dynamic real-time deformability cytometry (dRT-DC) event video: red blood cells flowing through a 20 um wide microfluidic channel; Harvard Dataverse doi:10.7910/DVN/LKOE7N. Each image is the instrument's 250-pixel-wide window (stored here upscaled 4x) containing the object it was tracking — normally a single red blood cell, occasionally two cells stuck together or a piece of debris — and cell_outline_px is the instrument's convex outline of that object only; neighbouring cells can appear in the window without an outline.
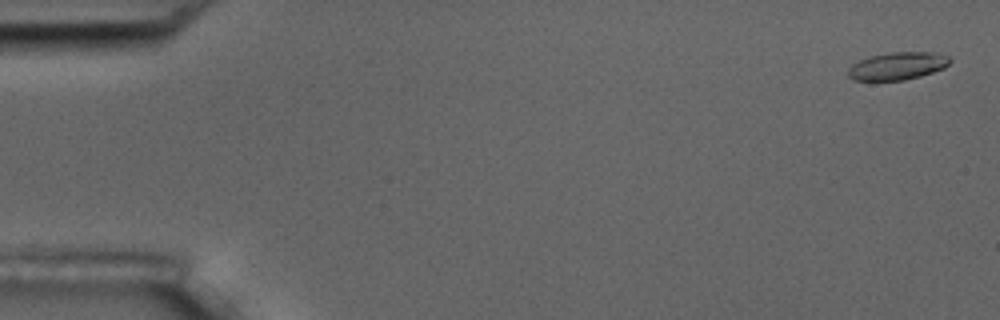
{"species": "common noctule bat (a hibernating species)", "species_latin": "Nyctalus noctula", "temperature_condition": "room temperature", "stored_images_in_passage": 5, "camera_frame_rate_fps": 3000, "um_per_image_px": 0.085, "animal": {"sex": "male", "body_mass_g": 17.5, "forearm_length_mm": 52.3}, "frame": {"image": 1, "passage_image": 1, "time_ms": 0.0, "image_size_px": [1000, 320], "cell_outline_px": [[952, 60], [944, 68], [920, 76], [904, 80], [852, 80], [848, 76], [848, 68], [852, 64], [860, 60], [872, 56], [892, 52], [932, 52], [948, 56]], "centroid_in_image_um": [76.29, 5.61], "position_along_channel_um": 8.7, "area_um2": 16.24}}